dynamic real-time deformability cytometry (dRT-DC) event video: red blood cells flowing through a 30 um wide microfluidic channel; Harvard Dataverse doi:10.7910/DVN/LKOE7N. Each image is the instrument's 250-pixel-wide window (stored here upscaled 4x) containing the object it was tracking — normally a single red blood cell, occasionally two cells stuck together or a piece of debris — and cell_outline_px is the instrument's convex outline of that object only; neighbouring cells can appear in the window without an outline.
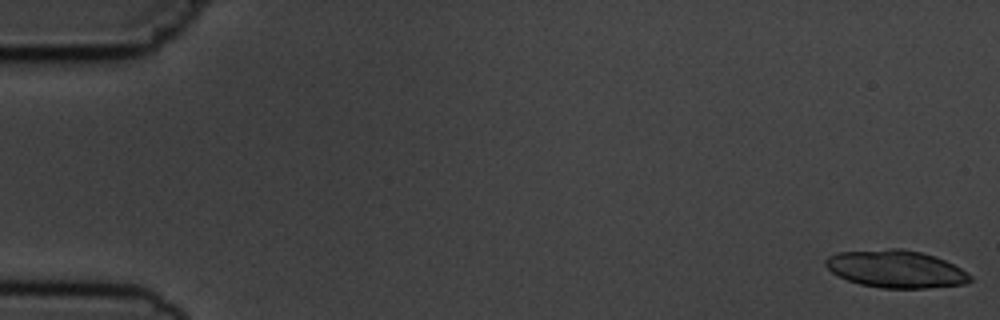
{"species": "common noctule bat (a hibernating species)", "species_latin": "Nyctalus noctula", "temperature_condition": "cold", "stored_images_in_passage": 14, "camera_frame_rate_fps": 3000, "um_per_image_px": 0.085, "animal": {"sex": "male", "body_mass_g": 19.5, "forearm_length_mm": 54.6}, "frame": {"image": 1, "passage_image": 1, "time_ms": 0.0, "image_size_px": [1000, 320], "cell_outline_px": [[972, 280], [964, 284], [924, 288], [880, 288], [860, 284], [848, 280], [832, 272], [824, 264], [824, 260], [828, 256], [836, 252], [892, 248], [900, 248], [920, 252], [936, 256], [960, 268], [972, 276]], "centroid_in_image_um": [76.13, 22.86], "position_along_channel_um": 8.9, "area_um2": 31.56}}
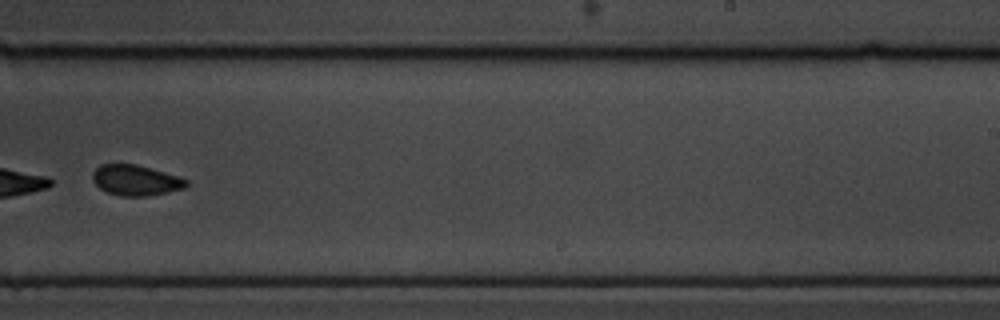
{"frame": {"image": 2, "passage_image": 10, "time_ms": 11.333, "image_size_px": [1000, 320], "cell_outline_px": [[188, 184], [184, 188], [168, 192], [144, 196], [120, 196], [108, 192], [100, 188], [92, 180], [92, 172], [100, 164], [136, 164], [176, 176], [188, 180]], "centroid_in_image_um": [11.5, 15.32], "position_along_channel_um": 277.5, "area_um2": 16.47}}
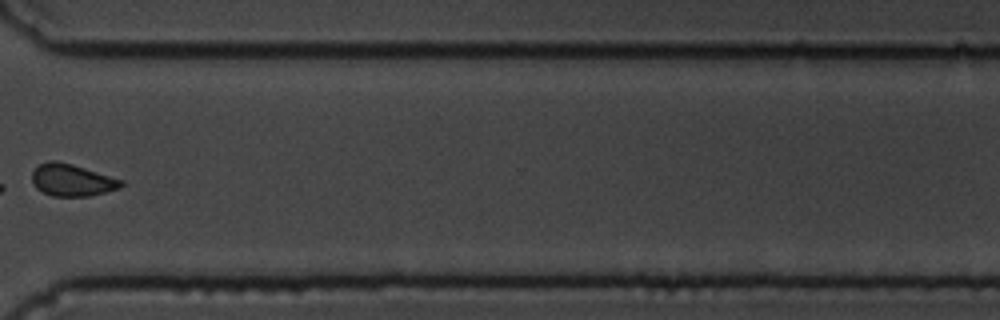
{"frame": {"image": 3, "passage_image": 12, "time_ms": 13.667, "image_size_px": [1000, 320], "cell_outline_px": [[124, 184], [120, 188], [88, 196], [52, 196], [36, 188], [32, 180], [32, 172], [40, 164], [48, 160], [56, 160], [72, 164], [124, 180]], "centroid_in_image_um": [6.12, 15.3], "position_along_channel_um": 364.5, "area_um2": 16.59}, "authors_computed_cell_mechanics": {"area_um2": 25.0274, "velocity_mm_per_s": 3.7236, "shape_relaxation_time_tau1_ms": 2.3294, "shape_relaxation_time_tau2_ms": 3.2946, "deformation_change_tau1": 0.0579, "deformation_change_tau2": 0.0656}}